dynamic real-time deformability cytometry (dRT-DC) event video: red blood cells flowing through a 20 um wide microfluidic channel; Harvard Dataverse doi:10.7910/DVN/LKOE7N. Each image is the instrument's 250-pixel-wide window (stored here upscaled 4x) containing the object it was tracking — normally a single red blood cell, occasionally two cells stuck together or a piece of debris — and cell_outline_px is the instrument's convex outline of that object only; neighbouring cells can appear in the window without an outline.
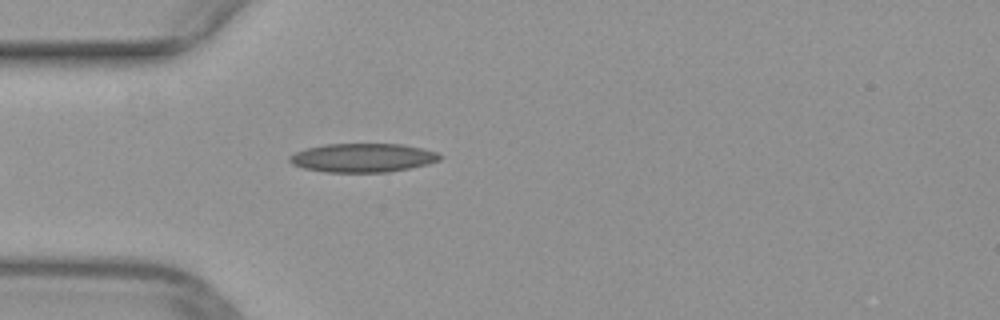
{"species": "common noctule bat (a hibernating species)", "species_latin": "Nyctalus noctula", "temperature_condition": "warm", "stored_images_in_passage": 30, "camera_frame_rate_fps": 3000, "um_per_image_px": 0.085, "animal": {"sex": "female", "body_mass_g": 29.2, "forearm_length_mm": 56.3}, "frame": {"image": 1, "passage_image": 1, "time_ms": 0.0, "image_size_px": [1000, 320], "cell_outline_px": [[444, 156], [440, 160], [428, 164], [388, 172], [324, 172], [304, 168], [292, 164], [288, 160], [288, 156], [304, 148], [324, 144], [400, 144], [420, 148], [436, 152]], "centroid_in_image_um": [30.8, 13.41], "position_along_channel_um": 54.2, "area_um2": 25.26}}
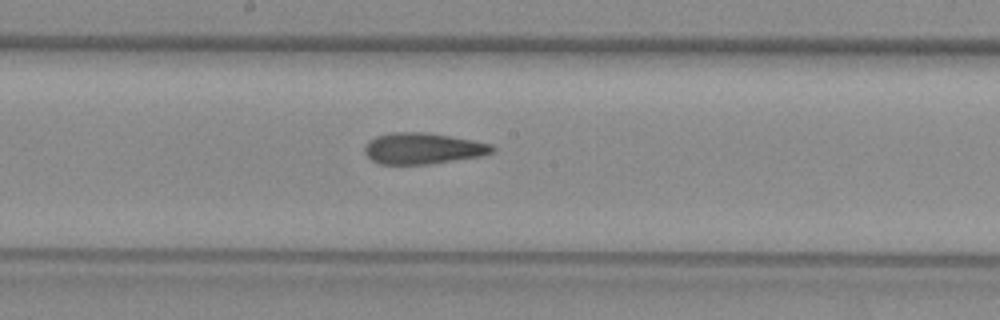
{"frame": {"image": 2, "passage_image": 13, "time_ms": 4.0, "image_size_px": [1000, 320], "cell_outline_px": [[496, 152], [484, 156], [428, 164], [380, 164], [372, 160], [364, 152], [364, 148], [368, 140], [376, 136], [392, 132], [424, 132], [472, 140], [492, 144], [496, 148]], "centroid_in_image_um": [35.97, 12.62], "position_along_channel_um": 212.2, "area_um2": 23.29}}
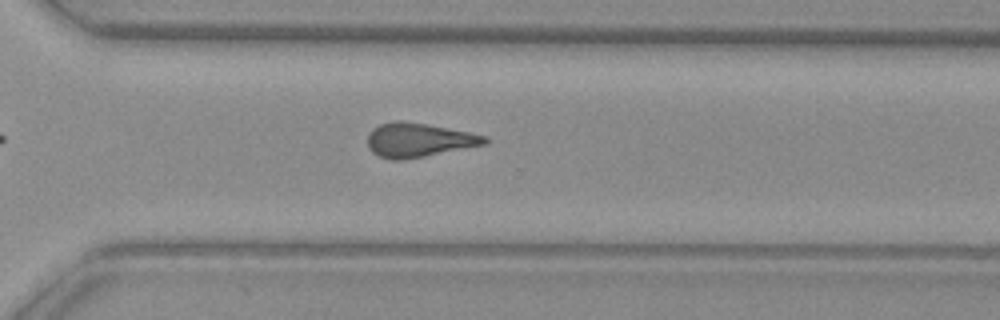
{"frame": {"image": 3, "passage_image": 22, "time_ms": 7.0, "image_size_px": [1000, 320], "cell_outline_px": [[488, 144], [404, 160], [388, 160], [372, 152], [368, 148], [368, 132], [372, 128], [380, 124], [396, 120], [400, 120], [424, 124], [468, 132], [488, 136]], "centroid_in_image_um": [35.57, 11.91], "position_along_channel_um": 335.0, "area_um2": 23.29}}